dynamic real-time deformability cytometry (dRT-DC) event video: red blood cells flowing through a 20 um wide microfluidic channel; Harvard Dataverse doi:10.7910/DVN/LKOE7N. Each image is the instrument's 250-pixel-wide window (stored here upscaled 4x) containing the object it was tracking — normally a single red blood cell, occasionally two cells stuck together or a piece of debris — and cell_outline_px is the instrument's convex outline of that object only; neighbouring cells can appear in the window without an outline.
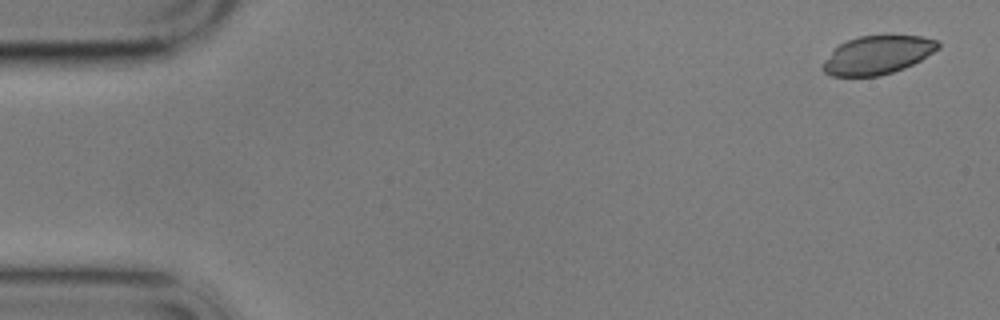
{"species": "common noctule bat (a hibernating species)", "species_latin": "Nyctalus noctula", "temperature_condition": "cold", "stored_images_in_passage": 5, "camera_frame_rate_fps": 3000, "um_per_image_px": 0.085, "animal": {"sex": "male", "body_mass_g": 17.9}, "frame": {"image": 1, "passage_image": 1, "time_ms": 0.0, "image_size_px": [1000, 320], "cell_outline_px": [[940, 48], [920, 60], [904, 68], [880, 76], [832, 76], [824, 72], [820, 68], [824, 60], [840, 44], [848, 40], [860, 36], [924, 36], [936, 40], [940, 44]], "centroid_in_image_um": [74.58, 4.68], "position_along_channel_um": 10.4, "area_um2": 25.61}}